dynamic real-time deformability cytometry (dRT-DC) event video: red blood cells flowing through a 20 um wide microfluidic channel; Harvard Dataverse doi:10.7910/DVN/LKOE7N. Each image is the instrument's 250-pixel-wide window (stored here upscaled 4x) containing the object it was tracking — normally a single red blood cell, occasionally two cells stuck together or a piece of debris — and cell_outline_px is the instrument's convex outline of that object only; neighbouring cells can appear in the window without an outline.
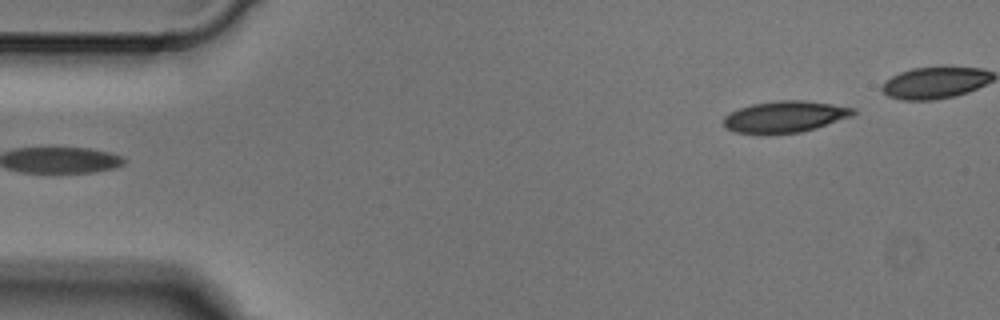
{"species": "Egyptian fruit bat (a non-hibernating species)", "species_latin": "Rousettus aegyptiacus", "temperature_condition": "cold", "stored_images_in_passage": 3, "camera_frame_rate_fps": 3000, "um_per_image_px": 0.085, "animal": {"sex": "male"}, "frame": {"image": 1, "passage_image": 3, "time_ms": 0.667, "image_size_px": [1000, 320], "cell_outline_px": [[856, 112], [852, 116], [816, 128], [800, 132], [768, 136], [760, 136], [736, 132], [728, 128], [724, 124], [724, 116], [728, 112], [752, 104], [780, 100], [804, 100], [832, 104], [856, 108]], "centroid_in_image_um": [66.7, 9.95], "position_along_channel_um": 18.3, "area_um2": 24.28}}